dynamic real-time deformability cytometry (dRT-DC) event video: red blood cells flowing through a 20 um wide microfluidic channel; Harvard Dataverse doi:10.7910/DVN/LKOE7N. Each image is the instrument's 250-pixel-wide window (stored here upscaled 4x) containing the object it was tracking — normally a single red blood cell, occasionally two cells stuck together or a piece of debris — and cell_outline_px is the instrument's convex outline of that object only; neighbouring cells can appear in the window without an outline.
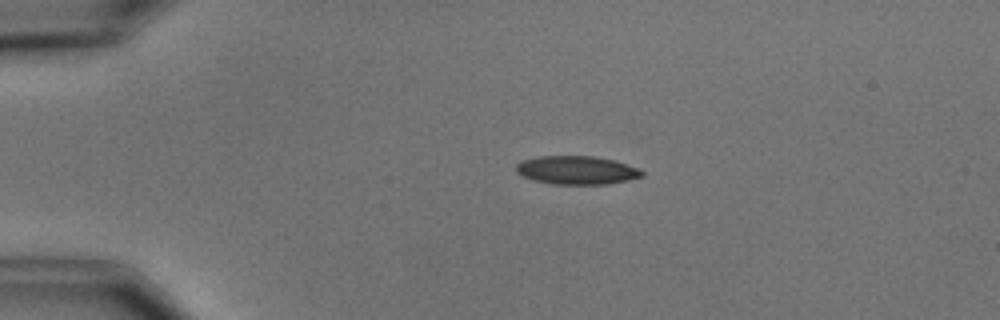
{"species": "common noctule bat (a hibernating species)", "species_latin": "Nyctalus noctula", "temperature_condition": "cold", "stored_images_in_passage": 2, "camera_frame_rate_fps": 3000, "um_per_image_px": 0.085, "animal": {"sex": "male", "body_mass_g": 15.6}, "frame": {"image": 1, "passage_image": 1, "time_ms": 0.0, "image_size_px": [1000, 320], "cell_outline_px": [[644, 176], [628, 180], [608, 184], [552, 184], [532, 180], [516, 172], [516, 164], [520, 160], [540, 156], [592, 156], [612, 160], [636, 168], [644, 172]], "centroid_in_image_um": [48.97, 14.47], "position_along_channel_um": 36.0, "area_um2": 20.75}}